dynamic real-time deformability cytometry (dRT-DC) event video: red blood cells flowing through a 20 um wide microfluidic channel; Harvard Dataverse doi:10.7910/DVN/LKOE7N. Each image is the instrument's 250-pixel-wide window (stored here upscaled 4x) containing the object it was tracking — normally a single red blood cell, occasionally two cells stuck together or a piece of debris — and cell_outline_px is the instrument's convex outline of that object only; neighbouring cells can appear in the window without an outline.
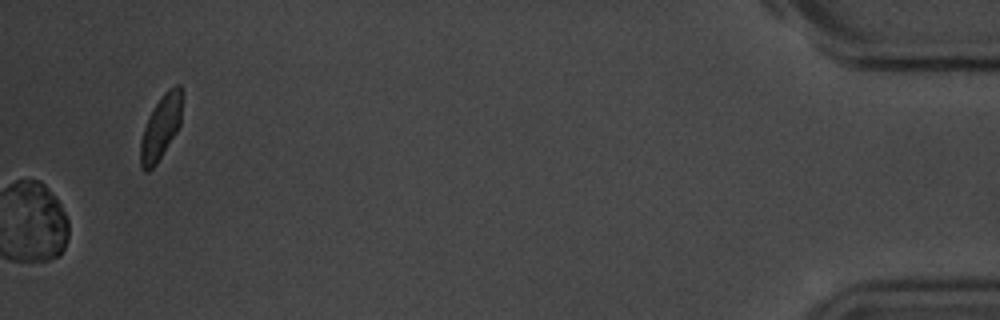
{"species": "common noctule bat (a hibernating species)", "species_latin": "Nyctalus noctula", "temperature_condition": "room temperature", "stored_images_in_passage": 55, "camera_frame_rate_fps": 3000, "um_per_image_px": 0.085, "animal": {"sex": "male", "body_mass_g": 20.1, "forearm_length_mm": 53.5}, "frame": {"image": 1, "passage_image": 55, "time_ms": 18.0, "image_size_px": [1000, 320], "cell_outline_px": [[180, 124], [176, 132], [156, 164], [148, 172], [144, 172], [140, 168], [140, 140], [148, 116], [164, 92], [168, 88], [176, 84], [180, 84]], "centroid_in_image_um": [13.62, 10.87], "position_along_channel_um": 421.6, "area_um2": 15.26}}